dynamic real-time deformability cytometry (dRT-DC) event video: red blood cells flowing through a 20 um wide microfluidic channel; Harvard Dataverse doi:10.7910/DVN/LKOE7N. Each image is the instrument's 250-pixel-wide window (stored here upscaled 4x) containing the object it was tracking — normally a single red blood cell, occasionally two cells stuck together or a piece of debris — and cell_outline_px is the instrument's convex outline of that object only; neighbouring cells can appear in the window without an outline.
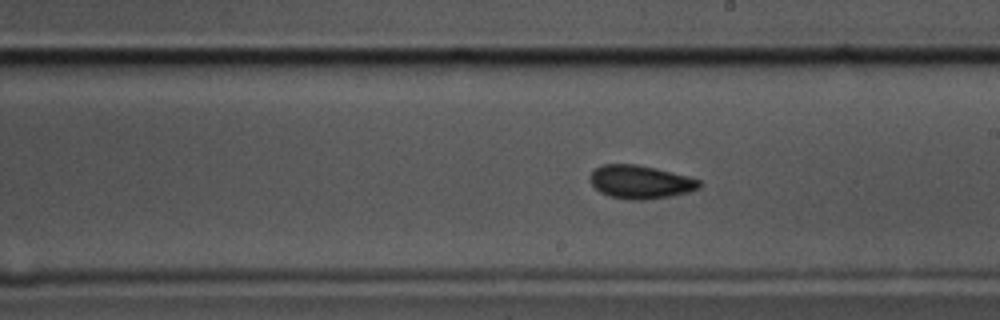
{"species": "common noctule bat (a hibernating species)", "species_latin": "Nyctalus noctula", "temperature_condition": "cold", "stored_images_in_passage": 58, "camera_frame_rate_fps": 3000, "um_per_image_px": 0.085, "animal": {"sex": "male", "body_mass_g": 17.5, "forearm_length_mm": 52.3}, "frame": {"image": 1, "passage_image": 32, "time_ms": 10.333, "image_size_px": [1000, 320], "cell_outline_px": [[700, 188], [688, 192], [672, 196], [644, 200], [628, 200], [608, 196], [600, 192], [592, 184], [588, 176], [600, 164], [636, 164], [656, 168], [688, 176], [700, 180]], "centroid_in_image_um": [54.42, 15.47], "position_along_channel_um": 234.6, "area_um2": 21.39}}
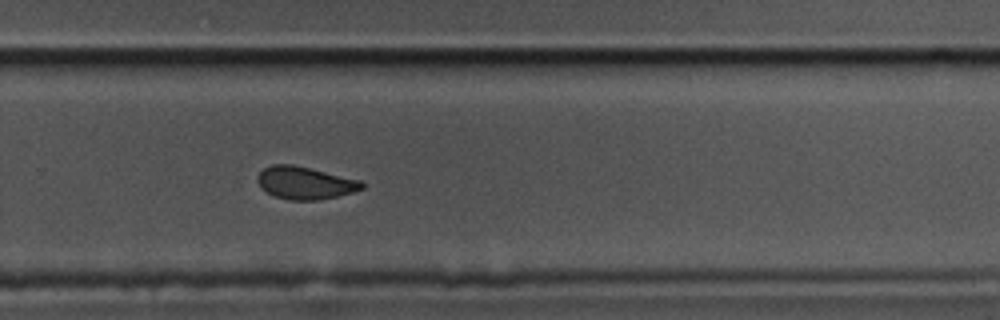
{"frame": {"image": 2, "passage_image": 38, "time_ms": 12.333, "image_size_px": [1000, 320], "cell_outline_px": [[364, 188], [352, 192], [320, 200], [288, 200], [276, 196], [260, 188], [256, 180], [256, 176], [264, 168], [272, 164], [292, 164], [360, 180], [364, 184]], "centroid_in_image_um": [25.89, 15.54], "position_along_channel_um": 303.9, "area_um2": 19.71}}
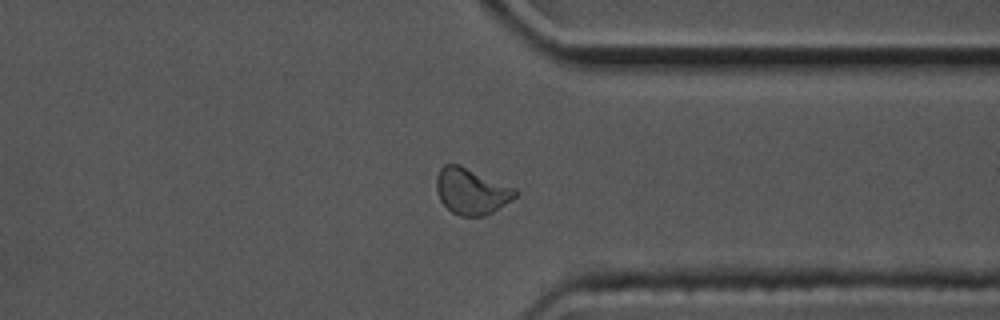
{"frame": {"image": 3, "passage_image": 44, "time_ms": 14.333, "image_size_px": [1000, 320], "cell_outline_px": [[520, 192], [512, 200], [492, 212], [484, 216], [460, 216], [452, 212], [440, 200], [436, 188], [436, 176], [440, 168], [444, 164], [460, 164], [516, 188]], "centroid_in_image_um": [40.08, 16.24], "position_along_channel_um": 371.3, "area_um2": 21.33}, "authors_computed_cell_mechanics": {"area_um2": 20.8658, "velocity_mm_per_s": 3.4631, "shape_relaxation_time_tau1_ms": 4.8259, "shape_relaxation_time_tau2_ms": 4.1126, "deformation_change_tau1": 0.111, "deformation_change_tau2": 0.0774}}